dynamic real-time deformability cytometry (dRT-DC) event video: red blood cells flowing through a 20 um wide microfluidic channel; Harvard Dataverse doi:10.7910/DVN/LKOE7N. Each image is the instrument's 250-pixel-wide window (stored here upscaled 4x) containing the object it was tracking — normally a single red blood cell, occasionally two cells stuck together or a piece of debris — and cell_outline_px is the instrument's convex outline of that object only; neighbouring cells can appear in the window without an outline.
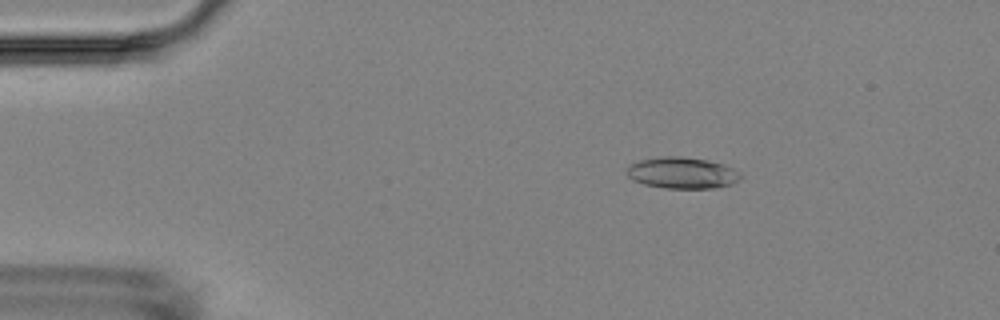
{"species": "Egyptian fruit bat (a non-hibernating species)", "species_latin": "Rousettus aegyptiacus", "temperature_condition": "room temperature", "stored_images_in_passage": 5, "camera_frame_rate_fps": 3000, "um_per_image_px": 0.085, "animal": {"sex": "female"}, "frame": {"image": 1, "passage_image": 3, "time_ms": 2.0, "image_size_px": [1000, 320], "cell_outline_px": [[740, 180], [732, 184], [712, 188], [664, 188], [644, 184], [632, 180], [628, 176], [628, 168], [632, 164], [640, 160], [664, 156], [680, 156], [708, 160], [724, 164], [740, 172]], "centroid_in_image_um": [58.01, 14.7], "position_along_channel_um": 27.0, "area_um2": 20.69}}